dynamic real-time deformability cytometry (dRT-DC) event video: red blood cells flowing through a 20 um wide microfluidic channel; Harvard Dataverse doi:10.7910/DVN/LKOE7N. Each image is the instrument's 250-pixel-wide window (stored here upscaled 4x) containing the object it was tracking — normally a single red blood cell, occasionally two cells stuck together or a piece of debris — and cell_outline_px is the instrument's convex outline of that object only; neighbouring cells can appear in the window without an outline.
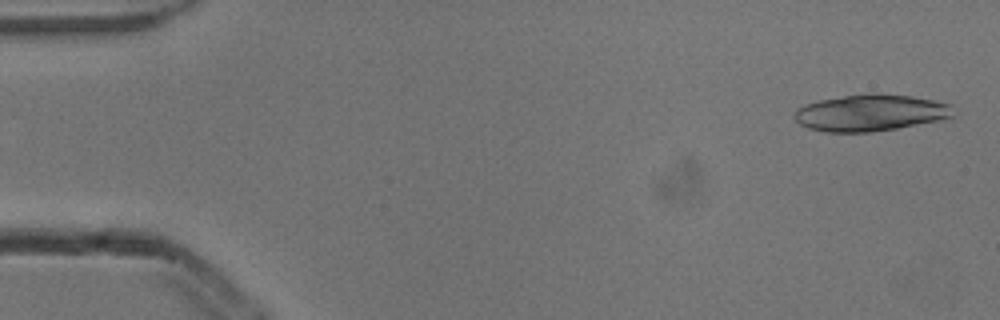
{"species": "common noctule bat (a hibernating species)", "species_latin": "Nyctalus noctula", "temperature_condition": "cold", "stored_images_in_passage": 5, "camera_frame_rate_fps": 3000, "um_per_image_px": 0.085, "animal": {"sex": "male", "body_mass_g": 13.3}, "frame": {"image": 1, "passage_image": 1, "time_ms": 0.0, "image_size_px": [1000, 320], "cell_outline_px": [[952, 116], [936, 120], [896, 128], [868, 132], [828, 132], [808, 128], [800, 124], [792, 116], [792, 112], [796, 108], [804, 104], [820, 100], [868, 92], [876, 92], [912, 96], [952, 104]], "centroid_in_image_um": [73.92, 9.56], "position_along_channel_um": 11.1, "area_um2": 33.87}}